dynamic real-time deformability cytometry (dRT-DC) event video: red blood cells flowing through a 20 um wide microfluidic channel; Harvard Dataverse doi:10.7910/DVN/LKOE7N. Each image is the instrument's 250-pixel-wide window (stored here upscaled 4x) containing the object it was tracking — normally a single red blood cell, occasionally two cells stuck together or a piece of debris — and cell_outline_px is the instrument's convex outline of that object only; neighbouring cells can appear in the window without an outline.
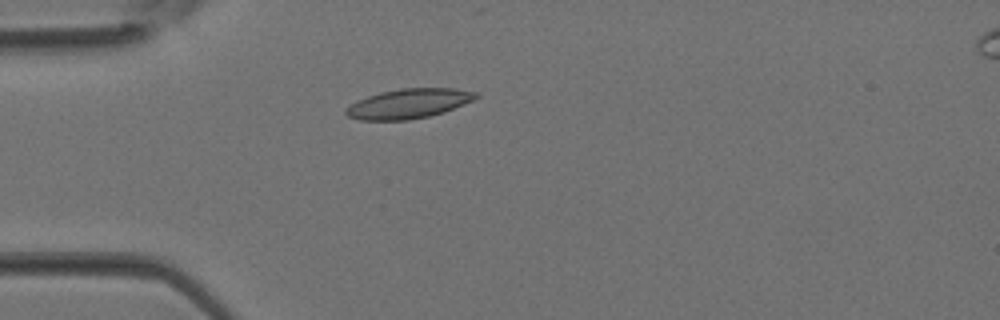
{"species": "Egyptian fruit bat (a non-hibernating species)", "species_latin": "Rousettus aegyptiacus", "temperature_condition": "room temperature", "stored_images_in_passage": 4, "camera_frame_rate_fps": 3000, "um_per_image_px": 0.085, "animal": {"sex": "female"}, "frame": {"image": 1, "passage_image": 4, "time_ms": 1.0, "image_size_px": [1000, 320], "cell_outline_px": [[480, 96], [472, 100], [444, 112], [428, 116], [408, 120], [360, 120], [348, 116], [344, 112], [352, 104], [368, 96], [380, 92], [400, 88], [452, 88], [476, 92]], "centroid_in_image_um": [34.75, 8.8], "position_along_channel_um": 50.3, "area_um2": 22.14}}